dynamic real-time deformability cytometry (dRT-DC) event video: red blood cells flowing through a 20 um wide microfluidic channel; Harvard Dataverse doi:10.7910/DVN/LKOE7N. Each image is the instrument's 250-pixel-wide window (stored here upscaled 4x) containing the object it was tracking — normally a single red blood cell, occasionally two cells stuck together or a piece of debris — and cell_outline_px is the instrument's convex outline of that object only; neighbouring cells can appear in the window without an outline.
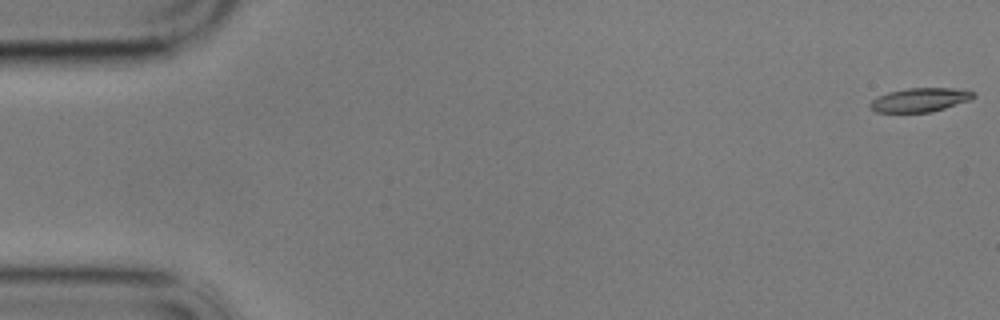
{"species": "common noctule bat (a hibernating species)", "species_latin": "Nyctalus noctula", "temperature_condition": "cold", "stored_images_in_passage": 58, "camera_frame_rate_fps": 3000, "um_per_image_px": 0.085, "animal": {"sex": "male", "body_mass_g": 17.9}, "frame": {"image": 1, "passage_image": 1, "time_ms": 0.0, "image_size_px": [1000, 320], "cell_outline_px": [[976, 96], [972, 100], [932, 112], [876, 112], [868, 108], [868, 104], [876, 96], [888, 92], [908, 88], [952, 88], [976, 92]], "centroid_in_image_um": [78.19, 8.49], "position_along_channel_um": 6.8, "area_um2": 14.62}}
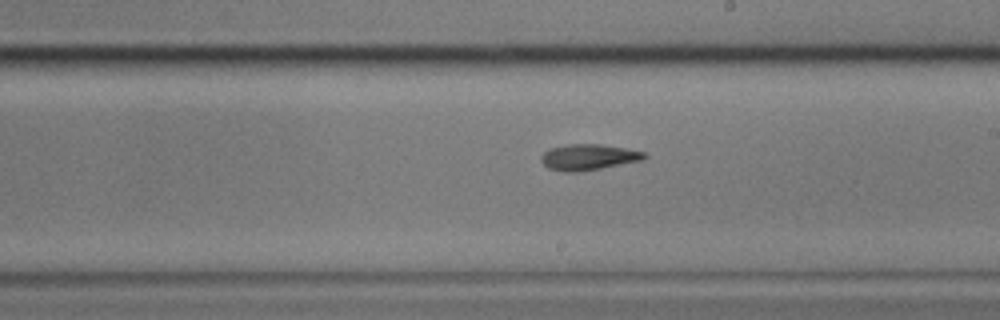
{"frame": {"image": 2, "passage_image": 33, "time_ms": 10.667, "image_size_px": [1000, 320], "cell_outline_px": [[648, 156], [644, 160], [600, 168], [576, 172], [564, 172], [548, 168], [540, 160], [540, 156], [544, 152], [552, 148], [568, 144], [600, 144], [624, 148], [644, 152]], "centroid_in_image_um": [50.01, 13.36], "position_along_channel_um": 239.0, "area_um2": 15.49}}
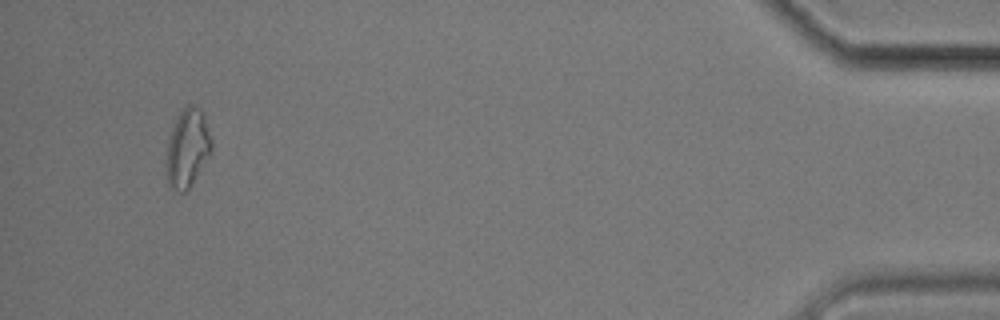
{"frame": {"image": 3, "passage_image": 55, "time_ms": 18.0, "image_size_px": [1000, 320], "cell_outline_px": [[212, 152], [188, 188], [184, 192], [180, 192], [172, 188], [168, 184], [168, 140], [172, 128], [180, 112], [188, 104], [192, 104], [200, 108], [204, 116], [212, 140]], "centroid_in_image_um": [15.97, 12.55], "position_along_channel_um": 419.2, "area_um2": 20.06}, "authors_computed_cell_mechanics": {"area_um2": 15.2592, "velocity_mm_per_s": 3.4669, "shape_relaxation_time_tau1_ms": 4.7492, "shape_relaxation_time_tau2_ms": 3.2214, "deformation_change_tau1": 0.1659, "deformation_change_tau2": 0.1192}}